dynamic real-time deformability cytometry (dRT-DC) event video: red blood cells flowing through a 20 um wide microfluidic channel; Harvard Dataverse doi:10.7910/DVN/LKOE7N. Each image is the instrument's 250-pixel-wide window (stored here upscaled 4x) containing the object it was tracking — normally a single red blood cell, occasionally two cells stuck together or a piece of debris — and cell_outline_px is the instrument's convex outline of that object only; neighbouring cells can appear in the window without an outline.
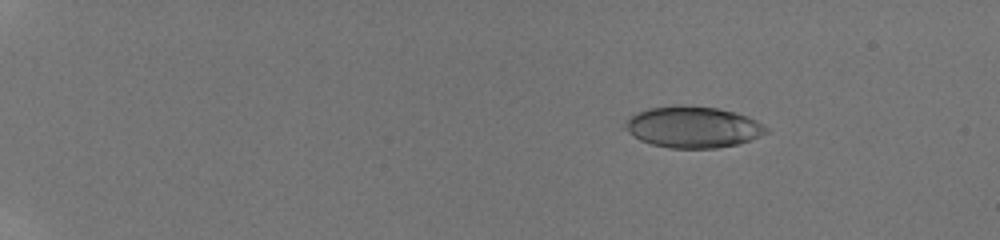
{"species": "human", "species_latin": "Homo sapiens", "temperature_condition": "room temperature", "stored_images_in_passage": 24, "camera_frame_rate_fps": 3000, "um_per_image_px": 0.085, "donor": {"sex": "male"}, "frame": {"image": 1, "passage_image": 8, "time_ms": 3.0, "image_size_px": [1000, 240], "cell_outline_px": [[768, 132], [760, 136], [736, 144], [716, 148], [668, 148], [652, 144], [640, 140], [632, 136], [624, 128], [624, 124], [628, 116], [636, 112], [648, 108], [672, 104], [684, 104], [716, 108], [736, 112], [748, 116], [756, 120], [768, 128]], "centroid_in_image_um": [58.85, 10.78], "position_along_channel_um": 26.2, "area_um2": 34.39}}
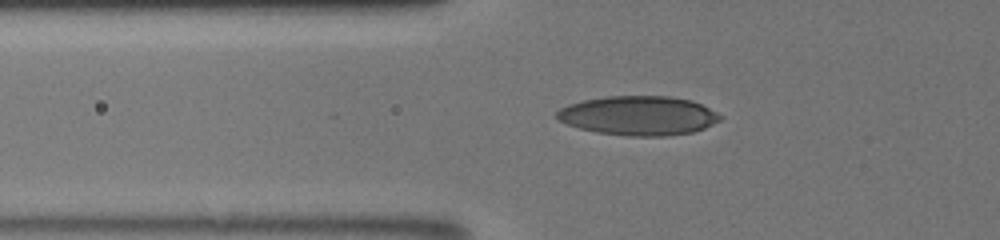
{"frame": {"image": 2, "passage_image": 19, "time_ms": 7.333, "image_size_px": [1000, 240], "cell_outline_px": [[720, 120], [704, 128], [692, 132], [664, 136], [628, 136], [596, 132], [580, 128], [556, 120], [556, 112], [560, 108], [568, 104], [584, 100], [604, 96], [668, 96], [692, 100], [716, 112], [720, 116]], "centroid_in_image_um": [54.23, 9.82], "position_along_channel_um": 71.6, "area_um2": 37.28}}
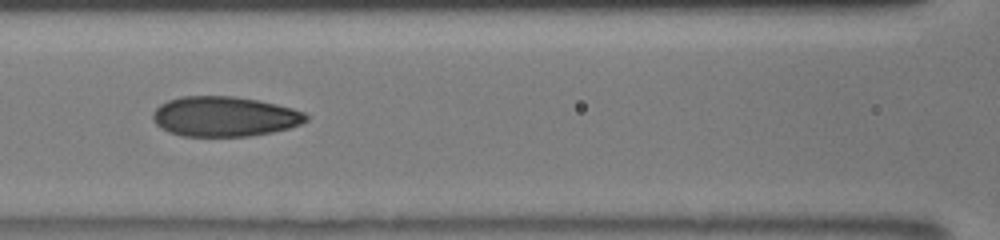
{"frame": {"image": 3, "passage_image": 22, "time_ms": 9.333, "image_size_px": [1000, 240], "cell_outline_px": [[308, 120], [300, 124], [288, 128], [272, 132], [248, 136], [180, 136], [168, 132], [160, 128], [152, 120], [152, 112], [160, 104], [168, 100], [180, 96], [232, 96], [260, 100], [292, 108], [304, 112], [308, 116]], "centroid_in_image_um": [19.04, 9.9], "position_along_channel_um": 147.6, "area_um2": 35.95}}